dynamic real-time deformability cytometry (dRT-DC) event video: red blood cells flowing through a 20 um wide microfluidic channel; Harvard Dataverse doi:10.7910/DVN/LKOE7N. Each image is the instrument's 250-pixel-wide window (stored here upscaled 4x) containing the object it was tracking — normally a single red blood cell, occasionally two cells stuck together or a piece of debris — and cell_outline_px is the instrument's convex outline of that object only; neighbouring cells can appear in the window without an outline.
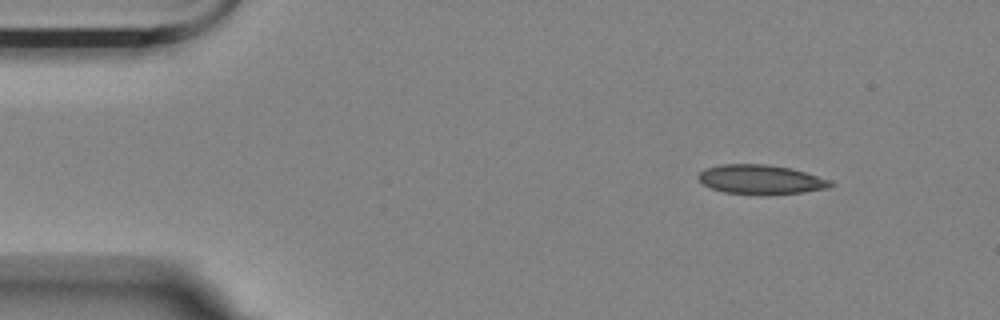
{"species": "Egyptian fruit bat (a non-hibernating species)", "species_latin": "Rousettus aegyptiacus", "temperature_condition": "room temperature", "stored_images_in_passage": 7, "camera_frame_rate_fps": 3000, "um_per_image_px": 0.085, "animal": {"sex": "female"}, "frame": {"image": 1, "passage_image": 2, "time_ms": 0.333, "image_size_px": [1000, 320], "cell_outline_px": [[836, 184], [828, 188], [800, 192], [724, 192], [712, 188], [704, 184], [696, 176], [700, 172], [708, 168], [720, 164], [768, 164], [792, 168], [832, 180]], "centroid_in_image_um": [64.7, 15.21], "position_along_channel_um": 20.3, "area_um2": 21.79}}
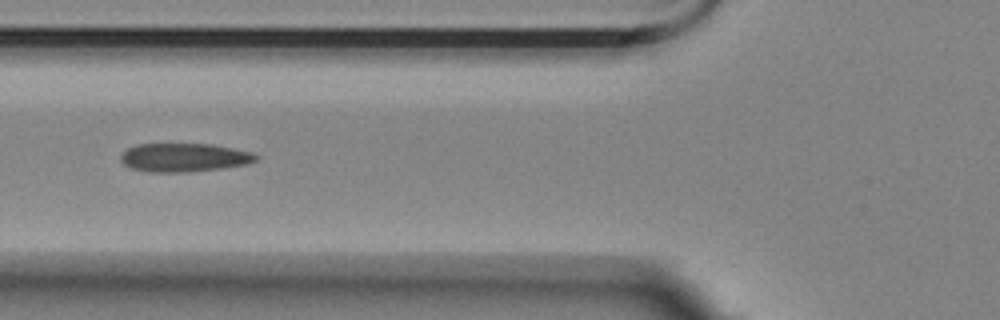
{"frame": {"image": 2, "passage_image": 6, "time_ms": 1.667, "image_size_px": [1000, 320], "cell_outline_px": [[260, 156], [256, 160], [248, 164], [220, 168], [188, 172], [148, 172], [132, 168], [124, 164], [120, 160], [120, 156], [128, 148], [136, 144], [212, 144], [252, 152]], "centroid_in_image_um": [15.65, 13.38], "position_along_channel_um": 110.1, "area_um2": 22.48}}
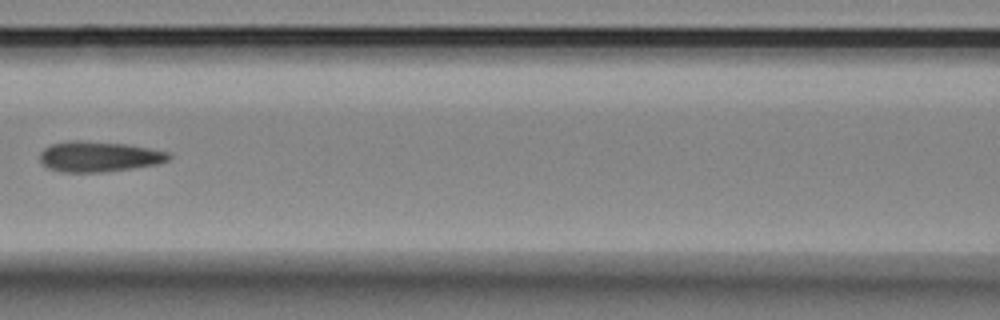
{"frame": {"image": 3, "passage_image": 7, "time_ms": 2.0, "image_size_px": [1000, 320], "cell_outline_px": [[172, 156], [168, 160], [156, 164], [132, 168], [104, 172], [64, 172], [48, 168], [40, 160], [40, 152], [44, 148], [52, 144], [72, 140], [80, 140], [124, 144], [148, 148], [168, 152]], "centroid_in_image_um": [8.39, 13.31], "position_along_channel_um": 158.2, "area_um2": 22.66}}